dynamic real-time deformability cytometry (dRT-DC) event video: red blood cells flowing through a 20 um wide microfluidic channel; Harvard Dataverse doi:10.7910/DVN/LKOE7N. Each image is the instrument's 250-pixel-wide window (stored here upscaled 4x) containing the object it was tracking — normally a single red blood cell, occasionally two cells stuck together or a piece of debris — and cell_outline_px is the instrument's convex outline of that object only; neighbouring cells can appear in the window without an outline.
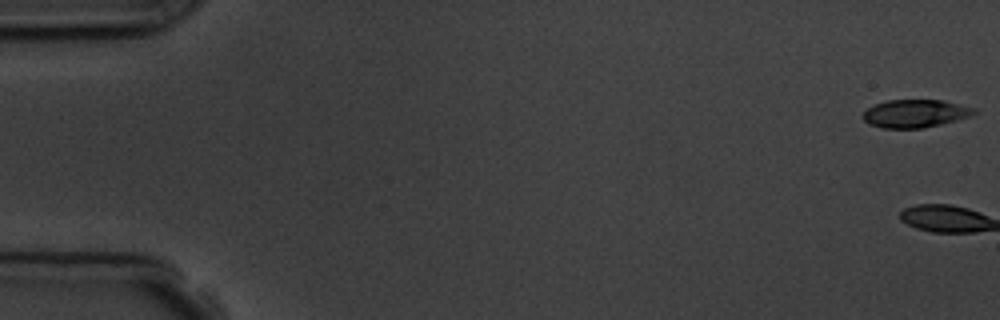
{"species": "common noctule bat (a hibernating species)", "species_latin": "Nyctalus noctula", "temperature_condition": "room temperature", "stored_images_in_passage": 6, "camera_frame_rate_fps": 3000, "um_per_image_px": 0.085, "animal": {"sex": "male", "body_mass_g": 19.5, "forearm_length_mm": 54.6}, "frame": {"image": 1, "passage_image": 1, "time_ms": 0.0, "image_size_px": [1000, 320], "cell_outline_px": [[976, 112], [968, 116], [956, 120], [924, 128], [880, 128], [868, 124], [860, 116], [868, 108], [876, 104], [888, 100], [944, 100], [976, 108]], "centroid_in_image_um": [77.76, 9.65], "position_along_channel_um": 7.2, "area_um2": 18.09}}